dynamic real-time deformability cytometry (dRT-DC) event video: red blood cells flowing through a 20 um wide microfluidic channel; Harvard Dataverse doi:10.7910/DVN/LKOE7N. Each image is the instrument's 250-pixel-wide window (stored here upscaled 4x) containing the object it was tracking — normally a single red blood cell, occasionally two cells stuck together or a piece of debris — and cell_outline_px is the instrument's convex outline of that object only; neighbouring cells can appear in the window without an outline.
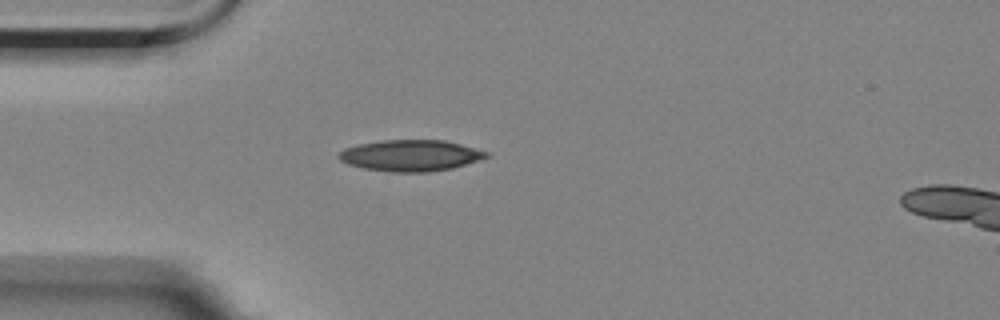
{"species": "Egyptian fruit bat (a non-hibernating species)", "species_latin": "Rousettus aegyptiacus", "temperature_condition": "room temperature", "stored_images_in_passage": 2, "camera_frame_rate_fps": 3000, "um_per_image_px": 0.085, "animal": {"sex": "female"}, "frame": {"image": 1, "passage_image": 1, "time_ms": 0.0, "image_size_px": [1000, 320], "cell_outline_px": [[492, 156], [452, 168], [428, 172], [388, 172], [364, 168], [348, 164], [340, 160], [336, 156], [344, 148], [360, 144], [380, 140], [444, 140], [460, 144], [488, 152]], "centroid_in_image_um": [34.89, 13.22], "position_along_channel_um": 50.1, "area_um2": 26.88}}